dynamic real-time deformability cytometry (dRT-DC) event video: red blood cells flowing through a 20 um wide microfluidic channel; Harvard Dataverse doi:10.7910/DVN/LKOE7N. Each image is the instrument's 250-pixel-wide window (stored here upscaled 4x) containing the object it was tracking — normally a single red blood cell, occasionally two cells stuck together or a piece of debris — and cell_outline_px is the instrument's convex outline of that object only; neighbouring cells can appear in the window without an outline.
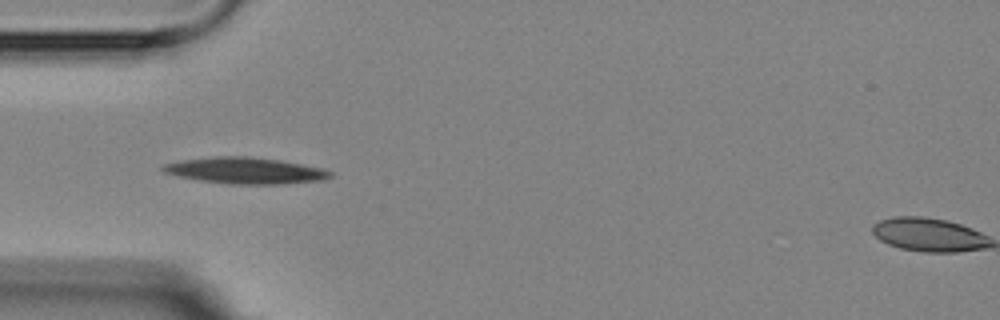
{"species": "Egyptian fruit bat (a non-hibernating species)", "species_latin": "Rousettus aegyptiacus", "temperature_condition": "room temperature", "stored_images_in_passage": 5, "camera_frame_rate_fps": 3000, "um_per_image_px": 0.085, "animal": {"sex": "female"}, "frame": {"image": 1, "passage_image": 4, "time_ms": 4.333, "image_size_px": [1000, 320], "cell_outline_px": [[332, 176], [320, 180], [280, 184], [232, 184], [200, 180], [180, 176], [164, 172], [160, 168], [164, 164], [184, 160], [216, 156], [248, 156], [280, 160], [320, 168], [332, 172]], "centroid_in_image_um": [20.84, 14.49], "position_along_channel_um": 64.2, "area_um2": 25.2}}
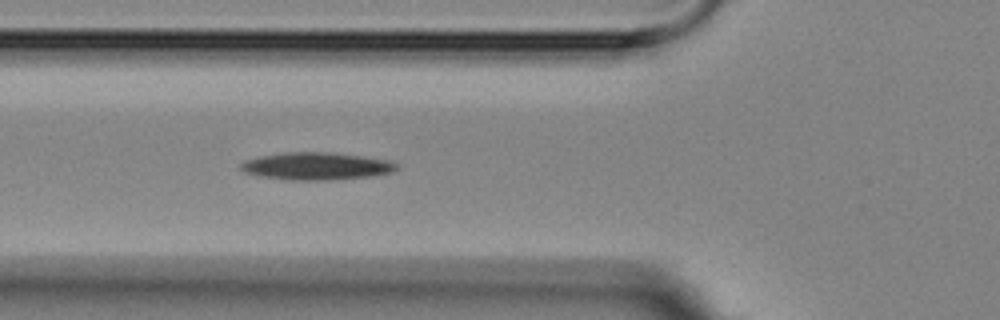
{"frame": {"image": 2, "passage_image": 5, "time_ms": 5.333, "image_size_px": [1000, 320], "cell_outline_px": [[400, 168], [392, 172], [372, 176], [332, 180], [288, 180], [260, 176], [244, 172], [240, 168], [240, 164], [244, 160], [260, 156], [284, 152], [332, 152], [388, 160], [396, 164]], "centroid_in_image_um": [26.88, 14.12], "position_along_channel_um": 98.9, "area_um2": 25.03}}